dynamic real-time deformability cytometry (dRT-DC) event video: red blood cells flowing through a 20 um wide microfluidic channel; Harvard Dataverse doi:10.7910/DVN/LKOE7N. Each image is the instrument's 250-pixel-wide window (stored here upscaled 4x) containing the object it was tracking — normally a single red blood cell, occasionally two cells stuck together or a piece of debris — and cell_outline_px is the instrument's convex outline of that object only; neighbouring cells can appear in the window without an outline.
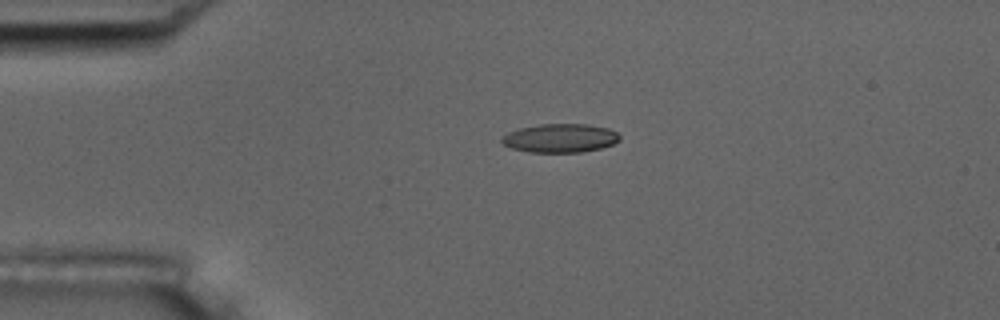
{"species": "common noctule bat (a hibernating species)", "species_latin": "Nyctalus noctula", "temperature_condition": "room temperature", "stored_images_in_passage": 45, "camera_frame_rate_fps": 3000, "um_per_image_px": 0.085, "animal": {"sex": "male", "body_mass_g": 17.5, "forearm_length_mm": 52.3}, "frame": {"image": 1, "passage_image": 1, "time_ms": 0.0, "image_size_px": [1000, 320], "cell_outline_px": [[620, 140], [612, 144], [600, 148], [580, 152], [528, 152], [512, 148], [504, 144], [500, 140], [500, 136], [508, 132], [520, 128], [540, 124], [588, 124], [608, 128], [616, 132], [620, 136]], "centroid_in_image_um": [47.59, 11.73], "position_along_channel_um": 37.4, "area_um2": 19.71}}
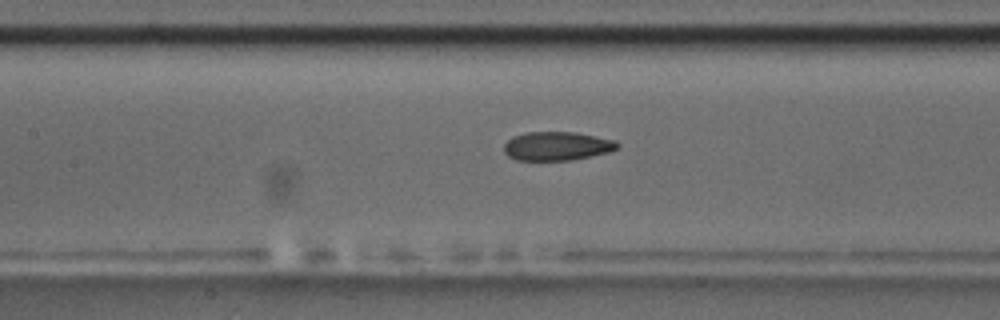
{"frame": {"image": 2, "passage_image": 14, "time_ms": 4.333, "image_size_px": [1000, 320], "cell_outline_px": [[620, 148], [608, 152], [572, 160], [516, 160], [508, 156], [504, 152], [504, 144], [512, 136], [524, 132], [576, 132], [616, 140], [620, 144]], "centroid_in_image_um": [47.35, 12.41], "position_along_channel_um": 160.1, "area_um2": 19.19}, "authors_computed_cell_mechanics": {"area_um2": 19.8254, "velocity_mm_per_s": 3.5901, "shape_relaxation_time_tau1_ms": null, "shape_relaxation_time_tau2_ms": 3.2172, "deformation_change_tau1": null, "deformation_change_tau2": 0.1017}}